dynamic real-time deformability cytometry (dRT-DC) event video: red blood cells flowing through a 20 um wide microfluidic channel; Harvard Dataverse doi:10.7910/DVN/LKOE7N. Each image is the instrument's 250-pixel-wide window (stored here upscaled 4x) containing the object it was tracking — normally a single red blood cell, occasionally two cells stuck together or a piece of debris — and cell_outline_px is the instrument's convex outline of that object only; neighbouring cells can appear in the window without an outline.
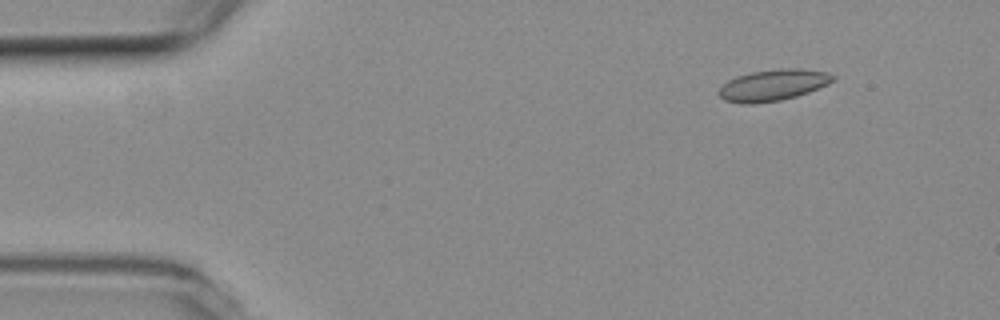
{"species": "common noctule bat (a hibernating species)", "species_latin": "Nyctalus noctula", "temperature_condition": "room temperature", "stored_images_in_passage": 42, "camera_frame_rate_fps": 3000, "um_per_image_px": 0.085, "animal": {"sex": "female", "body_mass_g": 19.3, "forearm_length_mm": 54.1}, "frame": {"image": 1, "passage_image": 6, "time_ms": 1.667, "image_size_px": [1000, 320], "cell_outline_px": [[836, 76], [828, 84], [808, 92], [796, 96], [780, 100], [756, 104], [740, 104], [724, 100], [720, 96], [720, 88], [728, 80], [736, 76], [752, 72], [780, 68], [800, 68], [828, 72]], "centroid_in_image_um": [65.71, 7.23], "position_along_channel_um": 19.3, "area_um2": 20.81}}
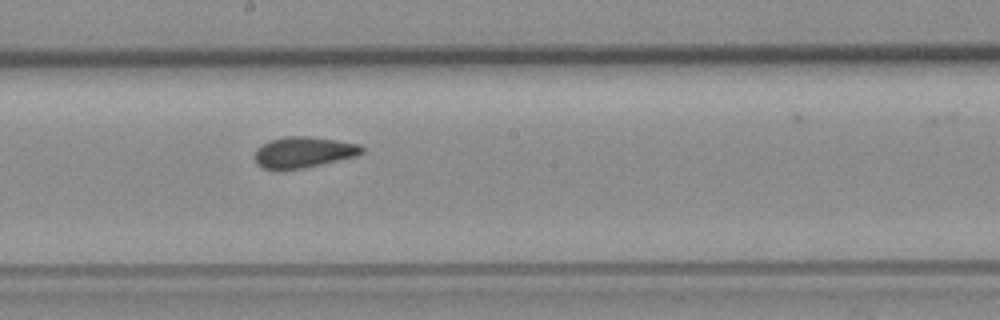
{"frame": {"image": 2, "passage_image": 29, "time_ms": 9.333, "image_size_px": [1000, 320], "cell_outline_px": [[364, 152], [356, 156], [304, 168], [284, 172], [276, 172], [264, 168], [256, 164], [256, 148], [272, 140], [284, 136], [304, 136], [336, 140], [356, 144], [364, 148]], "centroid_in_image_um": [25.75, 12.98], "position_along_channel_um": 222.4, "area_um2": 19.48}}
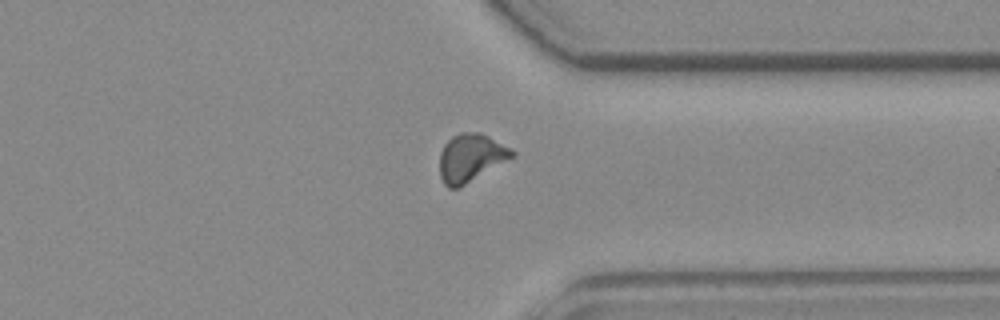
{"frame": {"image": 3, "passage_image": 41, "time_ms": 13.333, "image_size_px": [1000, 320], "cell_outline_px": [[516, 156], [460, 188], [448, 188], [444, 184], [440, 176], [440, 152], [444, 144], [452, 136], [460, 132], [480, 132], [512, 148], [516, 152]], "centroid_in_image_um": [40.04, 13.42], "position_along_channel_um": 371.4, "area_um2": 20.58}}